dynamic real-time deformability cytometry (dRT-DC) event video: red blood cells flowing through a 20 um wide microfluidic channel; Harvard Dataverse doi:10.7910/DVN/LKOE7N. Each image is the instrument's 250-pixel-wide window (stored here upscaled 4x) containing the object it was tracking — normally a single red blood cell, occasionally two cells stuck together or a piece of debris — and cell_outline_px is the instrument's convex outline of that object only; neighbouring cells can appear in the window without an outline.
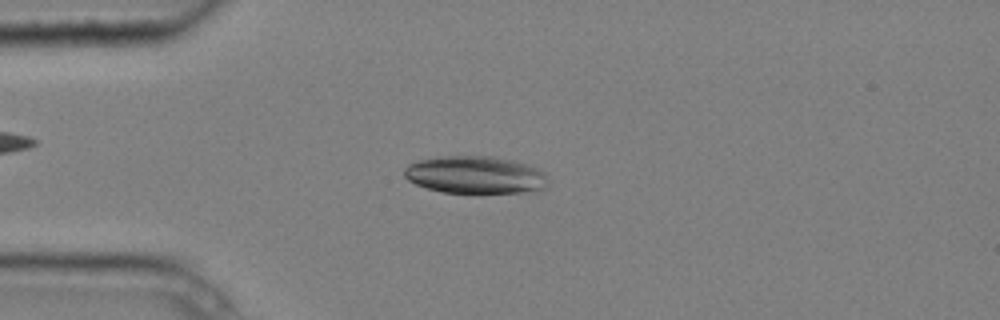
{"species": "common noctule bat (a hibernating species)", "species_latin": "Nyctalus noctula", "temperature_condition": "cold", "stored_images_in_passage": 5, "camera_frame_rate_fps": 3000, "um_per_image_px": 0.085, "animal": {"sex": "male", "body_mass_g": 20.4}, "frame": {"image": 1, "passage_image": 3, "time_ms": 0.667, "image_size_px": [1000, 320], "cell_outline_px": [[548, 188], [536, 192], [480, 196], [440, 192], [416, 184], [408, 180], [404, 176], [404, 168], [408, 164], [420, 160], [448, 156], [496, 156], [512, 160], [536, 168], [544, 172], [548, 176]], "centroid_in_image_um": [40.48, 14.93], "position_along_channel_um": 44.5, "area_um2": 32.83}}
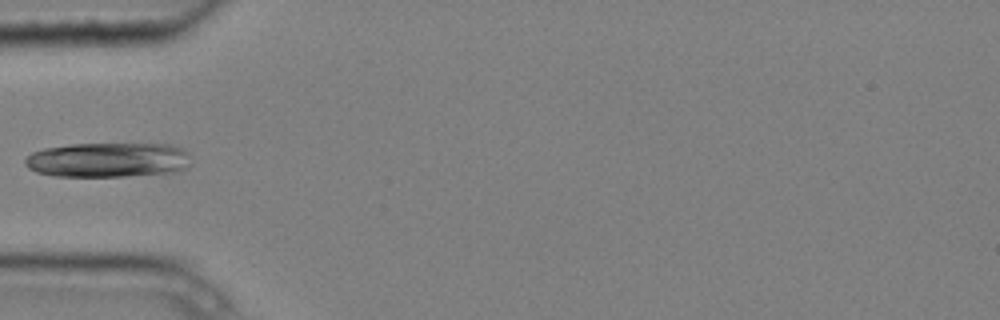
{"frame": {"image": 2, "passage_image": 4, "time_ms": 1.0, "image_size_px": [1000, 320], "cell_outline_px": [[184, 168], [172, 172], [124, 176], [56, 176], [36, 172], [28, 168], [24, 164], [24, 160], [32, 152], [44, 148], [72, 144], [172, 144], [180, 148], [184, 152]], "centroid_in_image_um": [9.04, 13.59], "position_along_channel_um": 76.0, "area_um2": 32.95}}
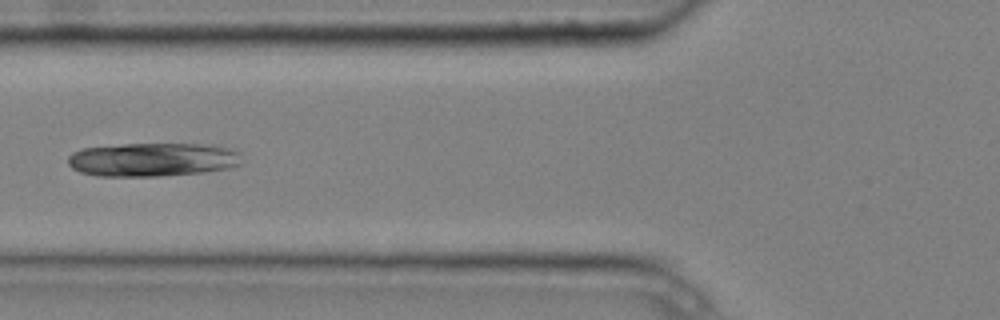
{"frame": {"image": 3, "passage_image": 5, "time_ms": 1.333, "image_size_px": [1000, 320], "cell_outline_px": [[240, 164], [224, 168], [204, 172], [160, 176], [100, 176], [80, 172], [72, 168], [68, 164], [68, 156], [72, 152], [80, 148], [124, 144], [220, 144], [232, 148], [240, 152]], "centroid_in_image_um": [12.97, 13.55], "position_along_channel_um": 112.8, "area_um2": 34.39}}